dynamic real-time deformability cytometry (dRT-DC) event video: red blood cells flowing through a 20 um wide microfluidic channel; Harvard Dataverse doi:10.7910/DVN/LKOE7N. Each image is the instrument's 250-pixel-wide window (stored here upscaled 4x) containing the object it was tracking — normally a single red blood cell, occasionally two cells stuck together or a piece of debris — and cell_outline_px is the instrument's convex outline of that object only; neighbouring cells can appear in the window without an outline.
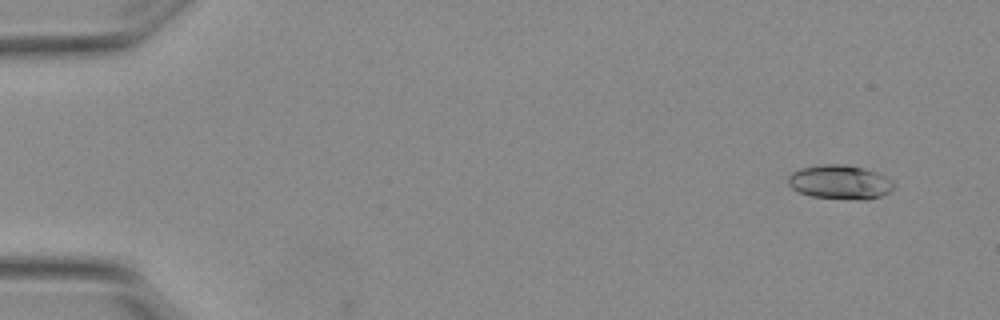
{"species": "Egyptian fruit bat (a non-hibernating species)", "species_latin": "Rousettus aegyptiacus", "temperature_condition": "warm", "stored_images_in_passage": 4, "camera_frame_rate_fps": 3000, "um_per_image_px": 0.085, "animal": {"sex": "female"}, "frame": {"image": 1, "passage_image": 1, "time_ms": 0.0, "image_size_px": [1000, 320], "cell_outline_px": [[896, 184], [888, 192], [880, 196], [868, 200], [860, 200], [812, 196], [800, 192], [792, 188], [788, 184], [788, 176], [792, 172], [800, 168], [820, 164], [844, 164], [864, 168], [876, 172], [892, 180]], "centroid_in_image_um": [71.39, 15.47], "position_along_channel_um": 13.6, "area_um2": 21.04}}
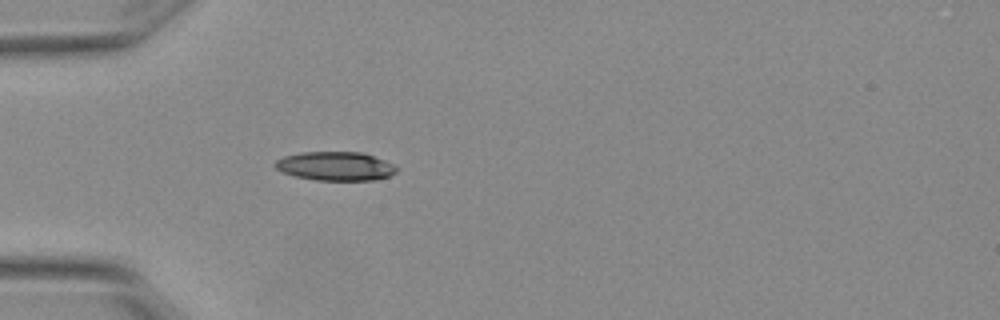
{"frame": {"image": 2, "passage_image": 4, "time_ms": 1.0, "image_size_px": [1000, 320], "cell_outline_px": [[400, 168], [396, 172], [388, 176], [372, 180], [316, 180], [296, 176], [284, 172], [276, 168], [272, 164], [276, 160], [284, 156], [304, 152], [360, 152], [384, 160]], "centroid_in_image_um": [28.51, 14.12], "position_along_channel_um": 56.5, "area_um2": 20.23}}